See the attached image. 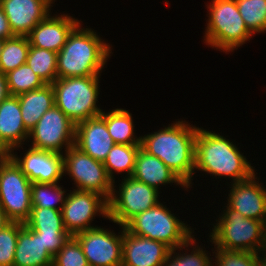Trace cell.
Returning a JSON list of instances; mask_svg holds the SVG:
<instances>
[{
	"instance_id": "29",
	"label": "cell",
	"mask_w": 266,
	"mask_h": 266,
	"mask_svg": "<svg viewBox=\"0 0 266 266\" xmlns=\"http://www.w3.org/2000/svg\"><path fill=\"white\" fill-rule=\"evenodd\" d=\"M26 64L30 66L45 84H52L57 78V53L30 46Z\"/></svg>"
},
{
	"instance_id": "13",
	"label": "cell",
	"mask_w": 266,
	"mask_h": 266,
	"mask_svg": "<svg viewBox=\"0 0 266 266\" xmlns=\"http://www.w3.org/2000/svg\"><path fill=\"white\" fill-rule=\"evenodd\" d=\"M116 233L98 226L75 234L89 266H121L123 226Z\"/></svg>"
},
{
	"instance_id": "36",
	"label": "cell",
	"mask_w": 266,
	"mask_h": 266,
	"mask_svg": "<svg viewBox=\"0 0 266 266\" xmlns=\"http://www.w3.org/2000/svg\"><path fill=\"white\" fill-rule=\"evenodd\" d=\"M71 235L69 233H40L44 247L54 257Z\"/></svg>"
},
{
	"instance_id": "39",
	"label": "cell",
	"mask_w": 266,
	"mask_h": 266,
	"mask_svg": "<svg viewBox=\"0 0 266 266\" xmlns=\"http://www.w3.org/2000/svg\"><path fill=\"white\" fill-rule=\"evenodd\" d=\"M10 157V151L0 142V164L4 163Z\"/></svg>"
},
{
	"instance_id": "37",
	"label": "cell",
	"mask_w": 266,
	"mask_h": 266,
	"mask_svg": "<svg viewBox=\"0 0 266 266\" xmlns=\"http://www.w3.org/2000/svg\"><path fill=\"white\" fill-rule=\"evenodd\" d=\"M14 36L15 35L10 29L8 19L4 14L3 8L0 5V39L5 40Z\"/></svg>"
},
{
	"instance_id": "10",
	"label": "cell",
	"mask_w": 266,
	"mask_h": 266,
	"mask_svg": "<svg viewBox=\"0 0 266 266\" xmlns=\"http://www.w3.org/2000/svg\"><path fill=\"white\" fill-rule=\"evenodd\" d=\"M31 185L32 182L11 157L0 164V205L11 222L24 223L29 218Z\"/></svg>"
},
{
	"instance_id": "14",
	"label": "cell",
	"mask_w": 266,
	"mask_h": 266,
	"mask_svg": "<svg viewBox=\"0 0 266 266\" xmlns=\"http://www.w3.org/2000/svg\"><path fill=\"white\" fill-rule=\"evenodd\" d=\"M258 172L250 178L230 183L226 205L234 211L240 212L245 218L266 220V184L260 182Z\"/></svg>"
},
{
	"instance_id": "41",
	"label": "cell",
	"mask_w": 266,
	"mask_h": 266,
	"mask_svg": "<svg viewBox=\"0 0 266 266\" xmlns=\"http://www.w3.org/2000/svg\"><path fill=\"white\" fill-rule=\"evenodd\" d=\"M257 256H258L259 266H266V251H259L257 253Z\"/></svg>"
},
{
	"instance_id": "38",
	"label": "cell",
	"mask_w": 266,
	"mask_h": 266,
	"mask_svg": "<svg viewBox=\"0 0 266 266\" xmlns=\"http://www.w3.org/2000/svg\"><path fill=\"white\" fill-rule=\"evenodd\" d=\"M10 96L6 74L0 72V103Z\"/></svg>"
},
{
	"instance_id": "7",
	"label": "cell",
	"mask_w": 266,
	"mask_h": 266,
	"mask_svg": "<svg viewBox=\"0 0 266 266\" xmlns=\"http://www.w3.org/2000/svg\"><path fill=\"white\" fill-rule=\"evenodd\" d=\"M166 202H159L156 206L137 214L125 228L134 235H139L164 243L170 249L184 244L195 233L184 219H178ZM165 204V205H164Z\"/></svg>"
},
{
	"instance_id": "30",
	"label": "cell",
	"mask_w": 266,
	"mask_h": 266,
	"mask_svg": "<svg viewBox=\"0 0 266 266\" xmlns=\"http://www.w3.org/2000/svg\"><path fill=\"white\" fill-rule=\"evenodd\" d=\"M24 225L38 233H68L64 228L62 212L50 208H32Z\"/></svg>"
},
{
	"instance_id": "5",
	"label": "cell",
	"mask_w": 266,
	"mask_h": 266,
	"mask_svg": "<svg viewBox=\"0 0 266 266\" xmlns=\"http://www.w3.org/2000/svg\"><path fill=\"white\" fill-rule=\"evenodd\" d=\"M100 76L57 78L52 83L55 105L75 125L103 112L98 105Z\"/></svg>"
},
{
	"instance_id": "9",
	"label": "cell",
	"mask_w": 266,
	"mask_h": 266,
	"mask_svg": "<svg viewBox=\"0 0 266 266\" xmlns=\"http://www.w3.org/2000/svg\"><path fill=\"white\" fill-rule=\"evenodd\" d=\"M66 175L74 182L72 189L96 192L110 199L113 181L103 162L93 159L75 145L63 153V176Z\"/></svg>"
},
{
	"instance_id": "17",
	"label": "cell",
	"mask_w": 266,
	"mask_h": 266,
	"mask_svg": "<svg viewBox=\"0 0 266 266\" xmlns=\"http://www.w3.org/2000/svg\"><path fill=\"white\" fill-rule=\"evenodd\" d=\"M169 251L164 243L131 234L123 226L121 266H163Z\"/></svg>"
},
{
	"instance_id": "19",
	"label": "cell",
	"mask_w": 266,
	"mask_h": 266,
	"mask_svg": "<svg viewBox=\"0 0 266 266\" xmlns=\"http://www.w3.org/2000/svg\"><path fill=\"white\" fill-rule=\"evenodd\" d=\"M114 144L100 115L76 124L74 145L93 159L104 162Z\"/></svg>"
},
{
	"instance_id": "24",
	"label": "cell",
	"mask_w": 266,
	"mask_h": 266,
	"mask_svg": "<svg viewBox=\"0 0 266 266\" xmlns=\"http://www.w3.org/2000/svg\"><path fill=\"white\" fill-rule=\"evenodd\" d=\"M100 116L106 121V126L115 144H141L135 130L132 113L124 108H113L103 111ZM136 134V135H135Z\"/></svg>"
},
{
	"instance_id": "40",
	"label": "cell",
	"mask_w": 266,
	"mask_h": 266,
	"mask_svg": "<svg viewBox=\"0 0 266 266\" xmlns=\"http://www.w3.org/2000/svg\"><path fill=\"white\" fill-rule=\"evenodd\" d=\"M11 221L6 217L4 209L0 205V230L3 229Z\"/></svg>"
},
{
	"instance_id": "32",
	"label": "cell",
	"mask_w": 266,
	"mask_h": 266,
	"mask_svg": "<svg viewBox=\"0 0 266 266\" xmlns=\"http://www.w3.org/2000/svg\"><path fill=\"white\" fill-rule=\"evenodd\" d=\"M10 95H19L42 88L45 83L26 63L6 74Z\"/></svg>"
},
{
	"instance_id": "16",
	"label": "cell",
	"mask_w": 266,
	"mask_h": 266,
	"mask_svg": "<svg viewBox=\"0 0 266 266\" xmlns=\"http://www.w3.org/2000/svg\"><path fill=\"white\" fill-rule=\"evenodd\" d=\"M80 21L69 13L51 12L27 35L30 46L58 53L66 43L68 35Z\"/></svg>"
},
{
	"instance_id": "22",
	"label": "cell",
	"mask_w": 266,
	"mask_h": 266,
	"mask_svg": "<svg viewBox=\"0 0 266 266\" xmlns=\"http://www.w3.org/2000/svg\"><path fill=\"white\" fill-rule=\"evenodd\" d=\"M53 256L44 247L40 233L23 225L19 230L13 266H48Z\"/></svg>"
},
{
	"instance_id": "43",
	"label": "cell",
	"mask_w": 266,
	"mask_h": 266,
	"mask_svg": "<svg viewBox=\"0 0 266 266\" xmlns=\"http://www.w3.org/2000/svg\"><path fill=\"white\" fill-rule=\"evenodd\" d=\"M4 40L0 39V54L3 48Z\"/></svg>"
},
{
	"instance_id": "18",
	"label": "cell",
	"mask_w": 266,
	"mask_h": 266,
	"mask_svg": "<svg viewBox=\"0 0 266 266\" xmlns=\"http://www.w3.org/2000/svg\"><path fill=\"white\" fill-rule=\"evenodd\" d=\"M0 5L17 36H27L53 10L42 0H0Z\"/></svg>"
},
{
	"instance_id": "21",
	"label": "cell",
	"mask_w": 266,
	"mask_h": 266,
	"mask_svg": "<svg viewBox=\"0 0 266 266\" xmlns=\"http://www.w3.org/2000/svg\"><path fill=\"white\" fill-rule=\"evenodd\" d=\"M132 177L140 182H143L150 187L160 190L161 186L175 185L179 186L182 190L189 191L188 186L174 173L169 167H167L162 160L156 156H152L139 148L135 169ZM174 183V184H173Z\"/></svg>"
},
{
	"instance_id": "8",
	"label": "cell",
	"mask_w": 266,
	"mask_h": 266,
	"mask_svg": "<svg viewBox=\"0 0 266 266\" xmlns=\"http://www.w3.org/2000/svg\"><path fill=\"white\" fill-rule=\"evenodd\" d=\"M121 179L118 180V186H116L117 180L113 182L112 194L108 200V220L117 226H125L137 214L161 202L159 200L161 193L155 188L133 177Z\"/></svg>"
},
{
	"instance_id": "23",
	"label": "cell",
	"mask_w": 266,
	"mask_h": 266,
	"mask_svg": "<svg viewBox=\"0 0 266 266\" xmlns=\"http://www.w3.org/2000/svg\"><path fill=\"white\" fill-rule=\"evenodd\" d=\"M17 96L24 126L28 131L37 124L46 111L55 105L52 84H45L42 88Z\"/></svg>"
},
{
	"instance_id": "3",
	"label": "cell",
	"mask_w": 266,
	"mask_h": 266,
	"mask_svg": "<svg viewBox=\"0 0 266 266\" xmlns=\"http://www.w3.org/2000/svg\"><path fill=\"white\" fill-rule=\"evenodd\" d=\"M82 23L72 30L57 53L58 78L101 75L113 54L112 44Z\"/></svg>"
},
{
	"instance_id": "12",
	"label": "cell",
	"mask_w": 266,
	"mask_h": 266,
	"mask_svg": "<svg viewBox=\"0 0 266 266\" xmlns=\"http://www.w3.org/2000/svg\"><path fill=\"white\" fill-rule=\"evenodd\" d=\"M61 212L64 228L73 236L98 227L93 223L96 216L109 219L108 200L92 191L69 190Z\"/></svg>"
},
{
	"instance_id": "6",
	"label": "cell",
	"mask_w": 266,
	"mask_h": 266,
	"mask_svg": "<svg viewBox=\"0 0 266 266\" xmlns=\"http://www.w3.org/2000/svg\"><path fill=\"white\" fill-rule=\"evenodd\" d=\"M224 205L215 219L216 223L210 224L212 229L207 238L211 243L210 246L258 253L262 245L264 222L245 218L240 212Z\"/></svg>"
},
{
	"instance_id": "4",
	"label": "cell",
	"mask_w": 266,
	"mask_h": 266,
	"mask_svg": "<svg viewBox=\"0 0 266 266\" xmlns=\"http://www.w3.org/2000/svg\"><path fill=\"white\" fill-rule=\"evenodd\" d=\"M205 6L208 19L203 43L208 47L229 54L253 38L239 13L236 0H211Z\"/></svg>"
},
{
	"instance_id": "27",
	"label": "cell",
	"mask_w": 266,
	"mask_h": 266,
	"mask_svg": "<svg viewBox=\"0 0 266 266\" xmlns=\"http://www.w3.org/2000/svg\"><path fill=\"white\" fill-rule=\"evenodd\" d=\"M58 183H36L31 185V204L32 208H50L62 210L65 203L67 192L69 190L63 188Z\"/></svg>"
},
{
	"instance_id": "42",
	"label": "cell",
	"mask_w": 266,
	"mask_h": 266,
	"mask_svg": "<svg viewBox=\"0 0 266 266\" xmlns=\"http://www.w3.org/2000/svg\"><path fill=\"white\" fill-rule=\"evenodd\" d=\"M42 1L52 8L53 6H55V1L57 0H42Z\"/></svg>"
},
{
	"instance_id": "15",
	"label": "cell",
	"mask_w": 266,
	"mask_h": 266,
	"mask_svg": "<svg viewBox=\"0 0 266 266\" xmlns=\"http://www.w3.org/2000/svg\"><path fill=\"white\" fill-rule=\"evenodd\" d=\"M25 148L24 153L19 155L16 151H10V157L30 182L58 183L63 180V154Z\"/></svg>"
},
{
	"instance_id": "2",
	"label": "cell",
	"mask_w": 266,
	"mask_h": 266,
	"mask_svg": "<svg viewBox=\"0 0 266 266\" xmlns=\"http://www.w3.org/2000/svg\"><path fill=\"white\" fill-rule=\"evenodd\" d=\"M221 134V135H220ZM236 144L224 137V134L207 130L198 125L195 138V170L212 178H227L236 183L250 178L257 169L244 156ZM256 169V170H255ZM214 176V177H213Z\"/></svg>"
},
{
	"instance_id": "1",
	"label": "cell",
	"mask_w": 266,
	"mask_h": 266,
	"mask_svg": "<svg viewBox=\"0 0 266 266\" xmlns=\"http://www.w3.org/2000/svg\"><path fill=\"white\" fill-rule=\"evenodd\" d=\"M177 120L157 131L141 135V148L162 160L188 186V189H192L198 127L185 119Z\"/></svg>"
},
{
	"instance_id": "33",
	"label": "cell",
	"mask_w": 266,
	"mask_h": 266,
	"mask_svg": "<svg viewBox=\"0 0 266 266\" xmlns=\"http://www.w3.org/2000/svg\"><path fill=\"white\" fill-rule=\"evenodd\" d=\"M22 222H10L0 230V266H13L19 230Z\"/></svg>"
},
{
	"instance_id": "34",
	"label": "cell",
	"mask_w": 266,
	"mask_h": 266,
	"mask_svg": "<svg viewBox=\"0 0 266 266\" xmlns=\"http://www.w3.org/2000/svg\"><path fill=\"white\" fill-rule=\"evenodd\" d=\"M213 266H259L257 253L214 248Z\"/></svg>"
},
{
	"instance_id": "35",
	"label": "cell",
	"mask_w": 266,
	"mask_h": 266,
	"mask_svg": "<svg viewBox=\"0 0 266 266\" xmlns=\"http://www.w3.org/2000/svg\"><path fill=\"white\" fill-rule=\"evenodd\" d=\"M54 266H89L78 239L71 235L53 258Z\"/></svg>"
},
{
	"instance_id": "26",
	"label": "cell",
	"mask_w": 266,
	"mask_h": 266,
	"mask_svg": "<svg viewBox=\"0 0 266 266\" xmlns=\"http://www.w3.org/2000/svg\"><path fill=\"white\" fill-rule=\"evenodd\" d=\"M140 147L141 144H114L103 162L106 173L113 182L117 178L114 174H123V178L132 177Z\"/></svg>"
},
{
	"instance_id": "11",
	"label": "cell",
	"mask_w": 266,
	"mask_h": 266,
	"mask_svg": "<svg viewBox=\"0 0 266 266\" xmlns=\"http://www.w3.org/2000/svg\"><path fill=\"white\" fill-rule=\"evenodd\" d=\"M75 131L76 125L53 105L29 131L28 147L63 154L75 144Z\"/></svg>"
},
{
	"instance_id": "25",
	"label": "cell",
	"mask_w": 266,
	"mask_h": 266,
	"mask_svg": "<svg viewBox=\"0 0 266 266\" xmlns=\"http://www.w3.org/2000/svg\"><path fill=\"white\" fill-rule=\"evenodd\" d=\"M195 236L193 234L184 244L170 249L163 266H213V247L210 252L202 244L199 246Z\"/></svg>"
},
{
	"instance_id": "20",
	"label": "cell",
	"mask_w": 266,
	"mask_h": 266,
	"mask_svg": "<svg viewBox=\"0 0 266 266\" xmlns=\"http://www.w3.org/2000/svg\"><path fill=\"white\" fill-rule=\"evenodd\" d=\"M28 137L18 96L10 95L0 103V142L9 151H20L25 150L23 145L27 146Z\"/></svg>"
},
{
	"instance_id": "31",
	"label": "cell",
	"mask_w": 266,
	"mask_h": 266,
	"mask_svg": "<svg viewBox=\"0 0 266 266\" xmlns=\"http://www.w3.org/2000/svg\"><path fill=\"white\" fill-rule=\"evenodd\" d=\"M247 29L255 36L266 33V0H236Z\"/></svg>"
},
{
	"instance_id": "28",
	"label": "cell",
	"mask_w": 266,
	"mask_h": 266,
	"mask_svg": "<svg viewBox=\"0 0 266 266\" xmlns=\"http://www.w3.org/2000/svg\"><path fill=\"white\" fill-rule=\"evenodd\" d=\"M30 42L27 36L5 39L0 54V72L7 74L26 63Z\"/></svg>"
}]
</instances>
